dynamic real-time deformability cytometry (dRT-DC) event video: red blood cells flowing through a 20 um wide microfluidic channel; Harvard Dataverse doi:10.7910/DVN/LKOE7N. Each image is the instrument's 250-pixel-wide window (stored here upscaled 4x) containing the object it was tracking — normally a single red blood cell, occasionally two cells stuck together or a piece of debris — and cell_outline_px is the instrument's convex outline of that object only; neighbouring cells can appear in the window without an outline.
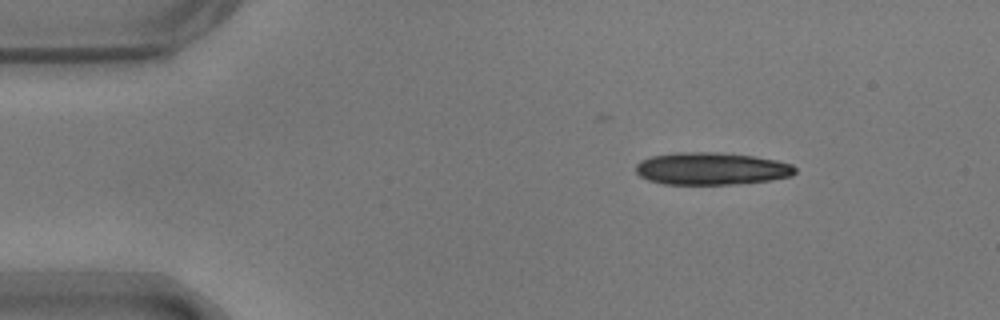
{"species": "common noctule bat (a hibernating species)", "species_latin": "Nyctalus noctula", "temperature_condition": "warm", "stored_images_in_passage": 45, "camera_frame_rate_fps": 3000, "um_per_image_px": 0.085, "animal": {"sex": "male", "body_mass_g": 17.9}, "frame": {"image": 1, "passage_image": 1, "time_ms": 0.0, "image_size_px": [1000, 320], "cell_outline_px": [[796, 172], [792, 176], [772, 180], [732, 184], [664, 184], [648, 180], [640, 176], [636, 172], [636, 164], [640, 160], [652, 156], [676, 152], [720, 152], [756, 156], [776, 160], [792, 164], [796, 168]], "centroid_in_image_um": [60.48, 14.33], "position_along_channel_um": 24.5, "area_um2": 30.29}}
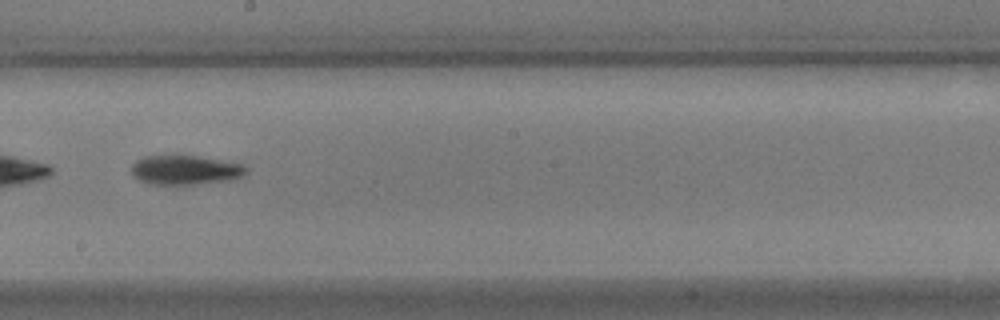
{"frame": {"image": 2, "passage_image": 24, "time_ms": 7.667, "image_size_px": [1000, 320], "cell_outline_px": [[248, 172], [244, 176], [236, 180], [192, 184], [148, 184], [140, 180], [132, 172], [132, 164], [136, 160], [144, 156], [176, 152], [244, 164], [248, 168]], "centroid_in_image_um": [15.79, 14.4], "position_along_channel_um": 232.4, "area_um2": 20.52}}
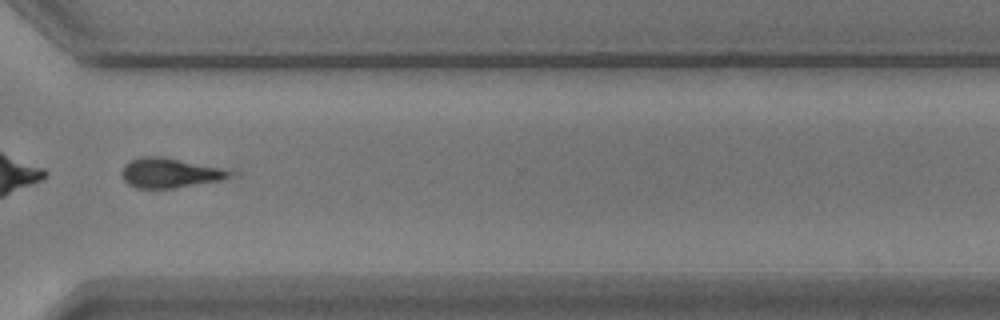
{"frame": {"image": 3, "passage_image": 34, "time_ms": 11.0, "image_size_px": [1000, 320], "cell_outline_px": [[240, 176], [220, 180], [172, 188], [136, 188], [128, 184], [124, 180], [120, 172], [124, 164], [140, 156], [164, 156], [224, 168], [240, 172]], "centroid_in_image_um": [14.53, 14.68], "position_along_channel_um": 356.1, "area_um2": 19.25}, "authors_computed_cell_mechanics": {"area_um2": 19.2474, "velocity_mm_per_s": 3.7093, "shape_relaxation_time_tau1_ms": 2.4174, "shape_relaxation_time_tau2_ms": null, "deformation_change_tau1": 0.1079, "deformation_change_tau2": null}}